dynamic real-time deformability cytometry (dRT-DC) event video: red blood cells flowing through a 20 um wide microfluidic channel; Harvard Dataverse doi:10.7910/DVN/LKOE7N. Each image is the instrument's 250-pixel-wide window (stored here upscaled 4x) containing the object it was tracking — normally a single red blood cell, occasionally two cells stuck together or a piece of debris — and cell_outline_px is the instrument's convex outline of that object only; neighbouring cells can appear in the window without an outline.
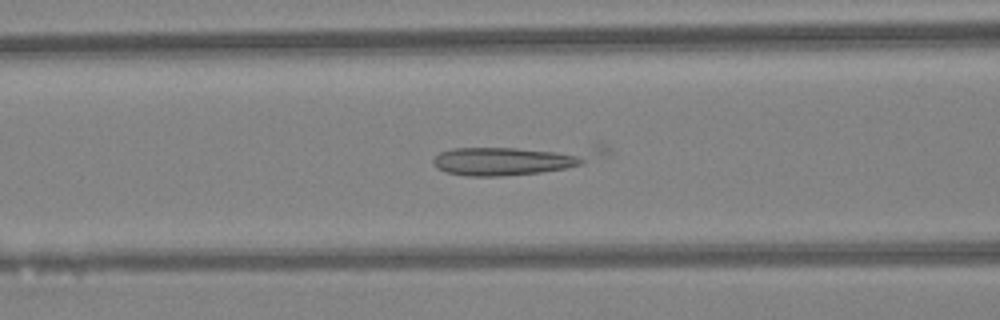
{"species": "Egyptian fruit bat (a non-hibernating species)", "species_latin": "Rousettus aegyptiacus", "temperature_condition": "warm", "stored_images_in_passage": 36, "camera_frame_rate_fps": 3000, "um_per_image_px": 0.085, "animal": {"sex": "female"}, "frame": {"image": 1, "passage_image": 18, "time_ms": 5.667, "image_size_px": [1000, 320], "cell_outline_px": [[584, 160], [580, 164], [564, 168], [540, 172], [500, 176], [464, 176], [444, 172], [436, 168], [432, 164], [432, 160], [440, 152], [452, 148], [516, 148], [556, 152], [584, 156]], "centroid_in_image_um": [42.64, 13.72], "position_along_channel_um": 124.0, "area_um2": 24.22}}
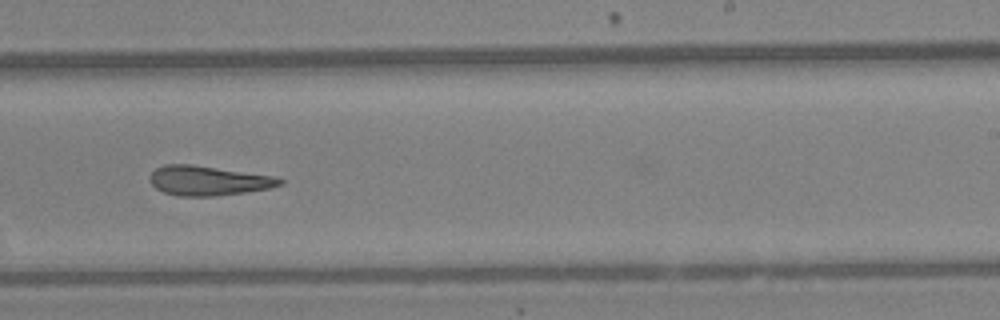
{"frame": {"image": 2, "passage_image": 28, "time_ms": 9.0, "image_size_px": [1000, 320], "cell_outline_px": [[284, 184], [268, 188], [244, 192], [212, 196], [176, 196], [164, 192], [156, 188], [148, 180], [148, 176], [156, 168], [164, 164], [192, 164], [276, 176], [284, 180]], "centroid_in_image_um": [17.68, 15.34], "position_along_channel_um": 271.3, "area_um2": 22.54}}
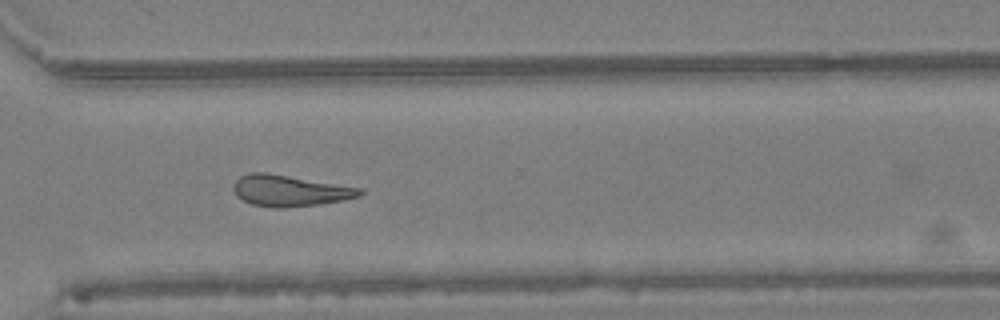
{"frame": {"image": 3, "passage_image": 33, "time_ms": 10.667, "image_size_px": [1000, 320], "cell_outline_px": [[364, 192], [360, 196], [344, 200], [320, 204], [280, 208], [272, 208], [252, 204], [236, 196], [232, 188], [236, 180], [240, 176], [248, 172], [264, 172], [364, 188]], "centroid_in_image_um": [24.64, 16.21], "position_along_channel_um": 346.0, "area_um2": 23.06}}